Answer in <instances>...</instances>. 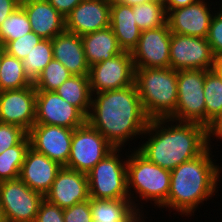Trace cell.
Here are the masks:
<instances>
[{
    "label": "cell",
    "mask_w": 222,
    "mask_h": 222,
    "mask_svg": "<svg viewBox=\"0 0 222 222\" xmlns=\"http://www.w3.org/2000/svg\"><path fill=\"white\" fill-rule=\"evenodd\" d=\"M93 95L87 122L114 148H121L130 138L144 134L150 119L135 84Z\"/></svg>",
    "instance_id": "1"
},
{
    "label": "cell",
    "mask_w": 222,
    "mask_h": 222,
    "mask_svg": "<svg viewBox=\"0 0 222 222\" xmlns=\"http://www.w3.org/2000/svg\"><path fill=\"white\" fill-rule=\"evenodd\" d=\"M171 121L176 124L172 125ZM146 134L151 135L150 138L137 150L150 162L169 171L201 155L208 148L206 126L196 122L154 119L149 121Z\"/></svg>",
    "instance_id": "2"
},
{
    "label": "cell",
    "mask_w": 222,
    "mask_h": 222,
    "mask_svg": "<svg viewBox=\"0 0 222 222\" xmlns=\"http://www.w3.org/2000/svg\"><path fill=\"white\" fill-rule=\"evenodd\" d=\"M210 149L208 147L201 155L171 171L170 191L161 207L172 208L188 216L200 203L213 196L218 188L221 167L212 161Z\"/></svg>",
    "instance_id": "3"
},
{
    "label": "cell",
    "mask_w": 222,
    "mask_h": 222,
    "mask_svg": "<svg viewBox=\"0 0 222 222\" xmlns=\"http://www.w3.org/2000/svg\"><path fill=\"white\" fill-rule=\"evenodd\" d=\"M134 84L150 120L171 118L175 114L177 70L170 67L135 69Z\"/></svg>",
    "instance_id": "4"
},
{
    "label": "cell",
    "mask_w": 222,
    "mask_h": 222,
    "mask_svg": "<svg viewBox=\"0 0 222 222\" xmlns=\"http://www.w3.org/2000/svg\"><path fill=\"white\" fill-rule=\"evenodd\" d=\"M127 157V190L133 206L142 215L138 204L132 200L131 187L141 200L154 201V206L161 208L170 191L171 171L150 162L137 149Z\"/></svg>",
    "instance_id": "5"
},
{
    "label": "cell",
    "mask_w": 222,
    "mask_h": 222,
    "mask_svg": "<svg viewBox=\"0 0 222 222\" xmlns=\"http://www.w3.org/2000/svg\"><path fill=\"white\" fill-rule=\"evenodd\" d=\"M121 149L114 148L87 173L90 198L129 199L127 160H120Z\"/></svg>",
    "instance_id": "6"
},
{
    "label": "cell",
    "mask_w": 222,
    "mask_h": 222,
    "mask_svg": "<svg viewBox=\"0 0 222 222\" xmlns=\"http://www.w3.org/2000/svg\"><path fill=\"white\" fill-rule=\"evenodd\" d=\"M204 81L205 70L177 71L178 100L176 112L171 119L206 126Z\"/></svg>",
    "instance_id": "7"
},
{
    "label": "cell",
    "mask_w": 222,
    "mask_h": 222,
    "mask_svg": "<svg viewBox=\"0 0 222 222\" xmlns=\"http://www.w3.org/2000/svg\"><path fill=\"white\" fill-rule=\"evenodd\" d=\"M114 147L88 122L74 129L72 134L68 169L88 173Z\"/></svg>",
    "instance_id": "8"
},
{
    "label": "cell",
    "mask_w": 222,
    "mask_h": 222,
    "mask_svg": "<svg viewBox=\"0 0 222 222\" xmlns=\"http://www.w3.org/2000/svg\"><path fill=\"white\" fill-rule=\"evenodd\" d=\"M44 195L20 178L0 182V202L8 222H34Z\"/></svg>",
    "instance_id": "9"
},
{
    "label": "cell",
    "mask_w": 222,
    "mask_h": 222,
    "mask_svg": "<svg viewBox=\"0 0 222 222\" xmlns=\"http://www.w3.org/2000/svg\"><path fill=\"white\" fill-rule=\"evenodd\" d=\"M91 94L121 89L134 84L135 67L131 52L123 51L113 58L89 68Z\"/></svg>",
    "instance_id": "10"
},
{
    "label": "cell",
    "mask_w": 222,
    "mask_h": 222,
    "mask_svg": "<svg viewBox=\"0 0 222 222\" xmlns=\"http://www.w3.org/2000/svg\"><path fill=\"white\" fill-rule=\"evenodd\" d=\"M215 56L207 38L171 34L170 65L180 70H212Z\"/></svg>",
    "instance_id": "11"
},
{
    "label": "cell",
    "mask_w": 222,
    "mask_h": 222,
    "mask_svg": "<svg viewBox=\"0 0 222 222\" xmlns=\"http://www.w3.org/2000/svg\"><path fill=\"white\" fill-rule=\"evenodd\" d=\"M171 34L168 23L143 30L131 52L135 69L169 68Z\"/></svg>",
    "instance_id": "12"
},
{
    "label": "cell",
    "mask_w": 222,
    "mask_h": 222,
    "mask_svg": "<svg viewBox=\"0 0 222 222\" xmlns=\"http://www.w3.org/2000/svg\"><path fill=\"white\" fill-rule=\"evenodd\" d=\"M87 117L55 91H36L35 124H46L75 129L84 125Z\"/></svg>",
    "instance_id": "13"
},
{
    "label": "cell",
    "mask_w": 222,
    "mask_h": 222,
    "mask_svg": "<svg viewBox=\"0 0 222 222\" xmlns=\"http://www.w3.org/2000/svg\"><path fill=\"white\" fill-rule=\"evenodd\" d=\"M36 119V89L33 85L0 91V122L14 124L28 132Z\"/></svg>",
    "instance_id": "14"
},
{
    "label": "cell",
    "mask_w": 222,
    "mask_h": 222,
    "mask_svg": "<svg viewBox=\"0 0 222 222\" xmlns=\"http://www.w3.org/2000/svg\"><path fill=\"white\" fill-rule=\"evenodd\" d=\"M74 129L46 124H34L27 132L30 147L65 166L68 162Z\"/></svg>",
    "instance_id": "15"
},
{
    "label": "cell",
    "mask_w": 222,
    "mask_h": 222,
    "mask_svg": "<svg viewBox=\"0 0 222 222\" xmlns=\"http://www.w3.org/2000/svg\"><path fill=\"white\" fill-rule=\"evenodd\" d=\"M44 199L62 209L89 200L87 174L62 166Z\"/></svg>",
    "instance_id": "16"
},
{
    "label": "cell",
    "mask_w": 222,
    "mask_h": 222,
    "mask_svg": "<svg viewBox=\"0 0 222 222\" xmlns=\"http://www.w3.org/2000/svg\"><path fill=\"white\" fill-rule=\"evenodd\" d=\"M111 0H83L66 17L65 30L78 36L110 26Z\"/></svg>",
    "instance_id": "17"
},
{
    "label": "cell",
    "mask_w": 222,
    "mask_h": 222,
    "mask_svg": "<svg viewBox=\"0 0 222 222\" xmlns=\"http://www.w3.org/2000/svg\"><path fill=\"white\" fill-rule=\"evenodd\" d=\"M205 0H198L192 5L170 10L167 23L171 33L207 38L211 19L214 15Z\"/></svg>",
    "instance_id": "18"
},
{
    "label": "cell",
    "mask_w": 222,
    "mask_h": 222,
    "mask_svg": "<svg viewBox=\"0 0 222 222\" xmlns=\"http://www.w3.org/2000/svg\"><path fill=\"white\" fill-rule=\"evenodd\" d=\"M62 166L31 147L26 152L19 178L32 190L45 196Z\"/></svg>",
    "instance_id": "19"
},
{
    "label": "cell",
    "mask_w": 222,
    "mask_h": 222,
    "mask_svg": "<svg viewBox=\"0 0 222 222\" xmlns=\"http://www.w3.org/2000/svg\"><path fill=\"white\" fill-rule=\"evenodd\" d=\"M53 57L61 62L72 75H89V65L84 53L81 36L64 30L52 39Z\"/></svg>",
    "instance_id": "20"
},
{
    "label": "cell",
    "mask_w": 222,
    "mask_h": 222,
    "mask_svg": "<svg viewBox=\"0 0 222 222\" xmlns=\"http://www.w3.org/2000/svg\"><path fill=\"white\" fill-rule=\"evenodd\" d=\"M28 15L32 32L42 39H53L65 30V17L47 0L32 1L21 5Z\"/></svg>",
    "instance_id": "21"
},
{
    "label": "cell",
    "mask_w": 222,
    "mask_h": 222,
    "mask_svg": "<svg viewBox=\"0 0 222 222\" xmlns=\"http://www.w3.org/2000/svg\"><path fill=\"white\" fill-rule=\"evenodd\" d=\"M135 20L133 6L111 0L110 27L123 51L132 52L137 46L142 30Z\"/></svg>",
    "instance_id": "22"
},
{
    "label": "cell",
    "mask_w": 222,
    "mask_h": 222,
    "mask_svg": "<svg viewBox=\"0 0 222 222\" xmlns=\"http://www.w3.org/2000/svg\"><path fill=\"white\" fill-rule=\"evenodd\" d=\"M90 209L93 222H145L130 199L90 198Z\"/></svg>",
    "instance_id": "23"
},
{
    "label": "cell",
    "mask_w": 222,
    "mask_h": 222,
    "mask_svg": "<svg viewBox=\"0 0 222 222\" xmlns=\"http://www.w3.org/2000/svg\"><path fill=\"white\" fill-rule=\"evenodd\" d=\"M89 67L122 53L110 26L81 36Z\"/></svg>",
    "instance_id": "24"
},
{
    "label": "cell",
    "mask_w": 222,
    "mask_h": 222,
    "mask_svg": "<svg viewBox=\"0 0 222 222\" xmlns=\"http://www.w3.org/2000/svg\"><path fill=\"white\" fill-rule=\"evenodd\" d=\"M54 91L88 117L92 98L88 75H72Z\"/></svg>",
    "instance_id": "25"
},
{
    "label": "cell",
    "mask_w": 222,
    "mask_h": 222,
    "mask_svg": "<svg viewBox=\"0 0 222 222\" xmlns=\"http://www.w3.org/2000/svg\"><path fill=\"white\" fill-rule=\"evenodd\" d=\"M33 85L25 73L22 60L4 52L0 66V91L17 90Z\"/></svg>",
    "instance_id": "26"
},
{
    "label": "cell",
    "mask_w": 222,
    "mask_h": 222,
    "mask_svg": "<svg viewBox=\"0 0 222 222\" xmlns=\"http://www.w3.org/2000/svg\"><path fill=\"white\" fill-rule=\"evenodd\" d=\"M30 147L28 135L17 145L0 154V182L19 178L20 170Z\"/></svg>",
    "instance_id": "27"
},
{
    "label": "cell",
    "mask_w": 222,
    "mask_h": 222,
    "mask_svg": "<svg viewBox=\"0 0 222 222\" xmlns=\"http://www.w3.org/2000/svg\"><path fill=\"white\" fill-rule=\"evenodd\" d=\"M137 26L143 30L155 29L167 23V13L162 0L133 5Z\"/></svg>",
    "instance_id": "28"
},
{
    "label": "cell",
    "mask_w": 222,
    "mask_h": 222,
    "mask_svg": "<svg viewBox=\"0 0 222 222\" xmlns=\"http://www.w3.org/2000/svg\"><path fill=\"white\" fill-rule=\"evenodd\" d=\"M53 58L52 40L41 39L22 60L29 79L34 82Z\"/></svg>",
    "instance_id": "29"
},
{
    "label": "cell",
    "mask_w": 222,
    "mask_h": 222,
    "mask_svg": "<svg viewBox=\"0 0 222 222\" xmlns=\"http://www.w3.org/2000/svg\"><path fill=\"white\" fill-rule=\"evenodd\" d=\"M32 32L31 24L22 6L17 7L0 25V45L3 47Z\"/></svg>",
    "instance_id": "30"
},
{
    "label": "cell",
    "mask_w": 222,
    "mask_h": 222,
    "mask_svg": "<svg viewBox=\"0 0 222 222\" xmlns=\"http://www.w3.org/2000/svg\"><path fill=\"white\" fill-rule=\"evenodd\" d=\"M204 99L206 125L222 111V79L213 71L205 70Z\"/></svg>",
    "instance_id": "31"
},
{
    "label": "cell",
    "mask_w": 222,
    "mask_h": 222,
    "mask_svg": "<svg viewBox=\"0 0 222 222\" xmlns=\"http://www.w3.org/2000/svg\"><path fill=\"white\" fill-rule=\"evenodd\" d=\"M72 76L70 71L54 58L33 82L36 91H54Z\"/></svg>",
    "instance_id": "32"
},
{
    "label": "cell",
    "mask_w": 222,
    "mask_h": 222,
    "mask_svg": "<svg viewBox=\"0 0 222 222\" xmlns=\"http://www.w3.org/2000/svg\"><path fill=\"white\" fill-rule=\"evenodd\" d=\"M41 39L42 38L36 33L30 32L16 40L8 42L4 46V49L9 55H12L19 60H23Z\"/></svg>",
    "instance_id": "33"
},
{
    "label": "cell",
    "mask_w": 222,
    "mask_h": 222,
    "mask_svg": "<svg viewBox=\"0 0 222 222\" xmlns=\"http://www.w3.org/2000/svg\"><path fill=\"white\" fill-rule=\"evenodd\" d=\"M26 135L27 132L19 126L0 122V154L17 145Z\"/></svg>",
    "instance_id": "34"
},
{
    "label": "cell",
    "mask_w": 222,
    "mask_h": 222,
    "mask_svg": "<svg viewBox=\"0 0 222 222\" xmlns=\"http://www.w3.org/2000/svg\"><path fill=\"white\" fill-rule=\"evenodd\" d=\"M216 12L210 23L207 41L209 42L214 56L222 55V5Z\"/></svg>",
    "instance_id": "35"
},
{
    "label": "cell",
    "mask_w": 222,
    "mask_h": 222,
    "mask_svg": "<svg viewBox=\"0 0 222 222\" xmlns=\"http://www.w3.org/2000/svg\"><path fill=\"white\" fill-rule=\"evenodd\" d=\"M64 222H93L90 199L63 209Z\"/></svg>",
    "instance_id": "36"
},
{
    "label": "cell",
    "mask_w": 222,
    "mask_h": 222,
    "mask_svg": "<svg viewBox=\"0 0 222 222\" xmlns=\"http://www.w3.org/2000/svg\"><path fill=\"white\" fill-rule=\"evenodd\" d=\"M34 222H64L63 209L44 199Z\"/></svg>",
    "instance_id": "37"
},
{
    "label": "cell",
    "mask_w": 222,
    "mask_h": 222,
    "mask_svg": "<svg viewBox=\"0 0 222 222\" xmlns=\"http://www.w3.org/2000/svg\"><path fill=\"white\" fill-rule=\"evenodd\" d=\"M212 136H216V138L218 137V139H222V111L213 117L206 125V141L208 147L210 148V137Z\"/></svg>",
    "instance_id": "38"
},
{
    "label": "cell",
    "mask_w": 222,
    "mask_h": 222,
    "mask_svg": "<svg viewBox=\"0 0 222 222\" xmlns=\"http://www.w3.org/2000/svg\"><path fill=\"white\" fill-rule=\"evenodd\" d=\"M61 15L66 17L83 0H47Z\"/></svg>",
    "instance_id": "39"
},
{
    "label": "cell",
    "mask_w": 222,
    "mask_h": 222,
    "mask_svg": "<svg viewBox=\"0 0 222 222\" xmlns=\"http://www.w3.org/2000/svg\"><path fill=\"white\" fill-rule=\"evenodd\" d=\"M19 6L15 0H0V25Z\"/></svg>",
    "instance_id": "40"
},
{
    "label": "cell",
    "mask_w": 222,
    "mask_h": 222,
    "mask_svg": "<svg viewBox=\"0 0 222 222\" xmlns=\"http://www.w3.org/2000/svg\"><path fill=\"white\" fill-rule=\"evenodd\" d=\"M198 0H162L166 13L180 7H185L196 3Z\"/></svg>",
    "instance_id": "41"
},
{
    "label": "cell",
    "mask_w": 222,
    "mask_h": 222,
    "mask_svg": "<svg viewBox=\"0 0 222 222\" xmlns=\"http://www.w3.org/2000/svg\"><path fill=\"white\" fill-rule=\"evenodd\" d=\"M212 70L222 79V55L215 57Z\"/></svg>",
    "instance_id": "42"
},
{
    "label": "cell",
    "mask_w": 222,
    "mask_h": 222,
    "mask_svg": "<svg viewBox=\"0 0 222 222\" xmlns=\"http://www.w3.org/2000/svg\"><path fill=\"white\" fill-rule=\"evenodd\" d=\"M118 3L124 4V5H138L146 2L156 1V0H115Z\"/></svg>",
    "instance_id": "43"
},
{
    "label": "cell",
    "mask_w": 222,
    "mask_h": 222,
    "mask_svg": "<svg viewBox=\"0 0 222 222\" xmlns=\"http://www.w3.org/2000/svg\"><path fill=\"white\" fill-rule=\"evenodd\" d=\"M5 221H6V219H5L3 208H2V205L0 202V222H5Z\"/></svg>",
    "instance_id": "44"
},
{
    "label": "cell",
    "mask_w": 222,
    "mask_h": 222,
    "mask_svg": "<svg viewBox=\"0 0 222 222\" xmlns=\"http://www.w3.org/2000/svg\"><path fill=\"white\" fill-rule=\"evenodd\" d=\"M20 6L24 3L27 2H32V1H46V0H15Z\"/></svg>",
    "instance_id": "45"
},
{
    "label": "cell",
    "mask_w": 222,
    "mask_h": 222,
    "mask_svg": "<svg viewBox=\"0 0 222 222\" xmlns=\"http://www.w3.org/2000/svg\"><path fill=\"white\" fill-rule=\"evenodd\" d=\"M5 52V49L2 45H0V66H1V60H2V55Z\"/></svg>",
    "instance_id": "46"
}]
</instances>
